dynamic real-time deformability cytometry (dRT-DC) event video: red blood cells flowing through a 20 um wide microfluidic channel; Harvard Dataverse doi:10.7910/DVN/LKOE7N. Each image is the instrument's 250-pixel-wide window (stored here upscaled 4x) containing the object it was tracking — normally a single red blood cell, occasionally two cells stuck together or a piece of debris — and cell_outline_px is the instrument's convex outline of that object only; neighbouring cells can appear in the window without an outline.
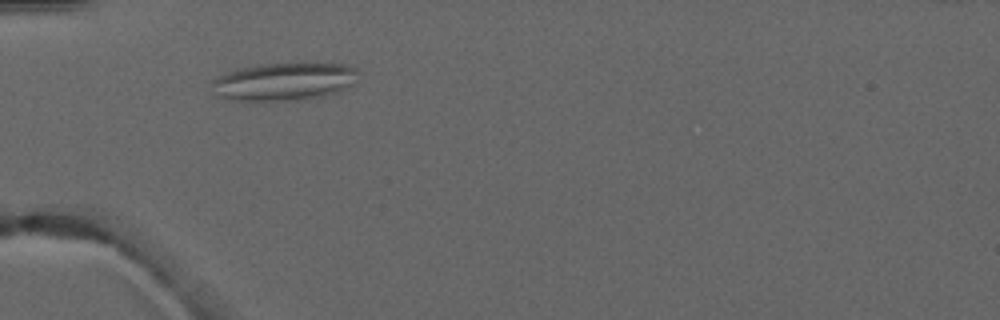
{"species": "common noctule bat (a hibernating species)", "species_latin": "Nyctalus noctula", "temperature_condition": "warm", "stored_images_in_passage": 5, "camera_frame_rate_fps": 3000, "um_per_image_px": 0.085, "animal": {"sex": "male", "forearm_length_mm": 52.5}, "frame": {"image": 1, "passage_image": 2, "time_ms": 2.333, "image_size_px": [1000, 320], "cell_outline_px": [[356, 72], [352, 84], [348, 88], [336, 92], [320, 96], [296, 100], [232, 100], [220, 96], [212, 84], [212, 80], [216, 76], [240, 68], [260, 64], [348, 64], [356, 68]], "centroid_in_image_um": [24.14, 6.93], "position_along_channel_um": 60.9, "area_um2": 31.56}}
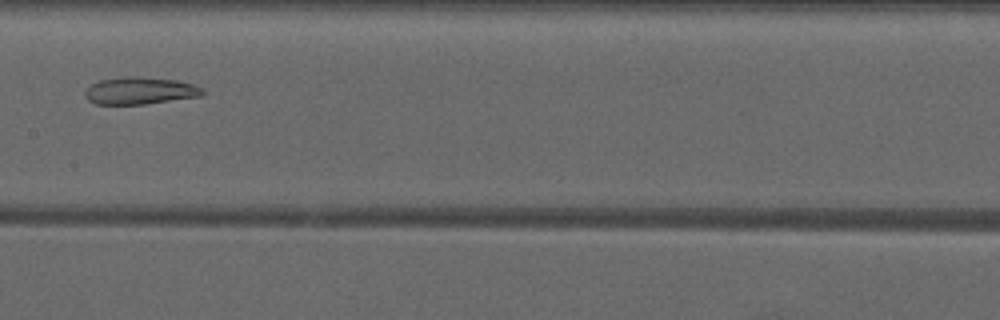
{"frame": {"image": 2, "passage_image": 5, "time_ms": 5.667, "image_size_px": [1000, 320], "cell_outline_px": [[204, 96], [144, 104], [96, 104], [88, 100], [84, 96], [84, 92], [92, 84], [100, 80], [132, 76], [136, 76], [176, 80], [192, 84], [200, 88], [204, 92]], "centroid_in_image_um": [11.9, 7.72], "position_along_channel_um": 195.5, "area_um2": 18.5}}